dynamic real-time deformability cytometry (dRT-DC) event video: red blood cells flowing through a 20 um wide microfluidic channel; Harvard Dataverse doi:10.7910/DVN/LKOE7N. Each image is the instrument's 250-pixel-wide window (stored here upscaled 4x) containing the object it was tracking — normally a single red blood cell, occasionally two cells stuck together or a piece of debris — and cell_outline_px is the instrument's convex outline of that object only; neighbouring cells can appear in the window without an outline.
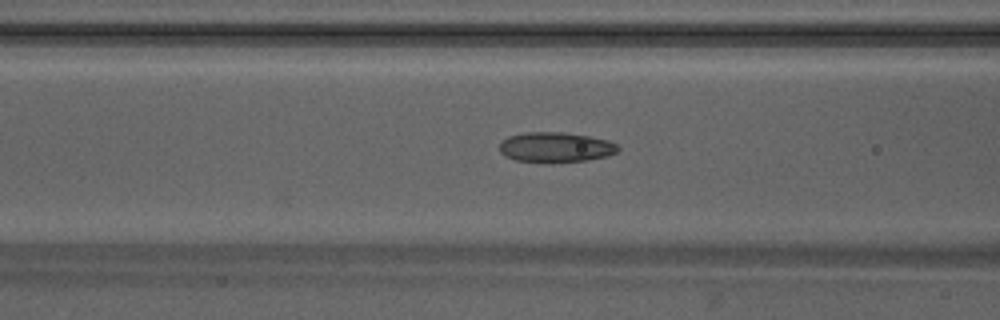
{"species": "Egyptian fruit bat (a non-hibernating species)", "species_latin": "Rousettus aegyptiacus", "temperature_condition": "warm", "stored_images_in_passage": 18, "camera_frame_rate_fps": 3000, "um_per_image_px": 0.085, "animal": {"sex": "male"}, "frame": {"image": 1, "passage_image": 6, "time_ms": 1.667, "image_size_px": [1000, 320], "cell_outline_px": [[620, 148], [616, 152], [608, 156], [588, 160], [544, 164], [516, 160], [504, 156], [500, 152], [500, 144], [508, 136], [524, 132], [564, 132], [588, 136], [608, 140], [616, 144]], "centroid_in_image_um": [47.21, 12.53], "position_along_channel_um": 119.4, "area_um2": 21.15}}
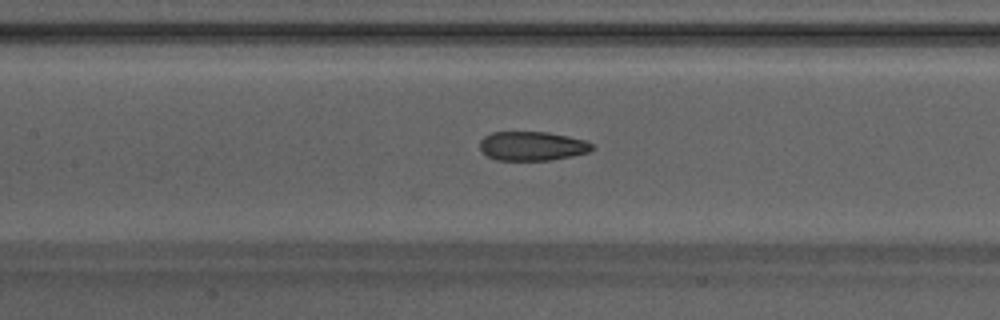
{"frame": {"image": 2, "passage_image": 9, "time_ms": 2.667, "image_size_px": [1000, 320], "cell_outline_px": [[596, 148], [588, 152], [572, 156], [552, 160], [496, 160], [488, 156], [480, 148], [480, 140], [484, 136], [492, 132], [548, 132], [568, 136], [584, 140], [592, 144]], "centroid_in_image_um": [45.25, 12.41], "position_along_channel_um": 162.2, "area_um2": 19.07}}
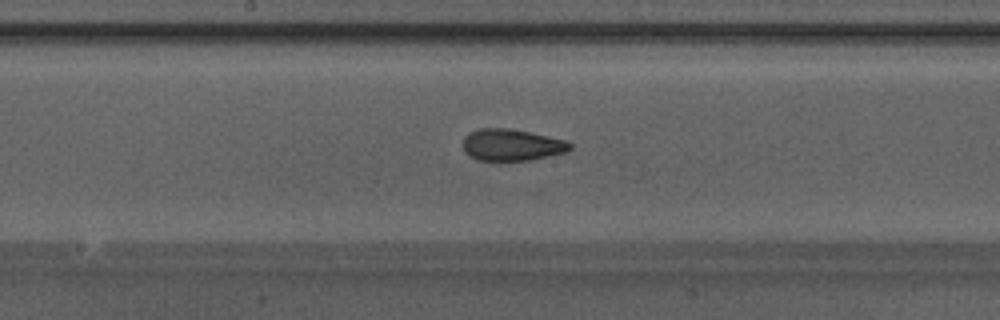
{"frame": {"image": 3, "passage_image": 12, "time_ms": 3.667, "image_size_px": [1000, 320], "cell_outline_px": [[572, 148], [564, 152], [528, 160], [480, 160], [464, 152], [464, 136], [468, 132], [480, 128], [504, 128], [528, 132], [548, 136], [564, 140], [572, 144]], "centroid_in_image_um": [43.46, 12.3], "position_along_channel_um": 204.7, "area_um2": 19.36}}